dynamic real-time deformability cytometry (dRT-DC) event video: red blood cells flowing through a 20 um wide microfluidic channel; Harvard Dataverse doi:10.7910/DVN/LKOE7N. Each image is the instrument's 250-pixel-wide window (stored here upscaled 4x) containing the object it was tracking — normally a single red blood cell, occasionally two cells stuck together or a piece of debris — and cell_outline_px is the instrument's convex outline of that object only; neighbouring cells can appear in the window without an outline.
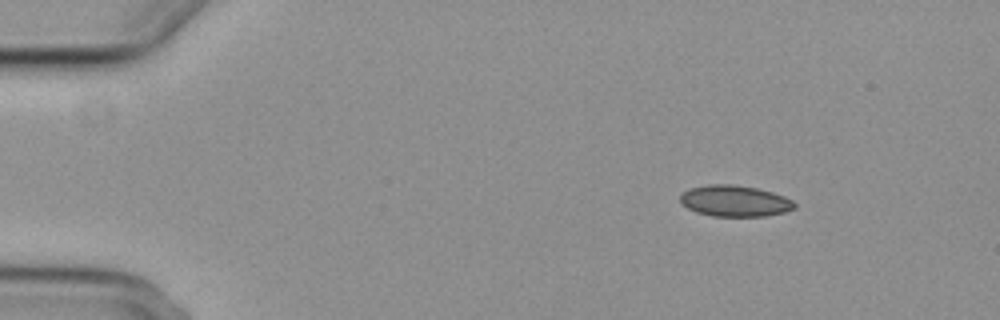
{"species": "common noctule bat (a hibernating species)", "species_latin": "Nyctalus noctula", "temperature_condition": "cold", "stored_images_in_passage": 49, "camera_frame_rate_fps": 3000, "um_per_image_px": 0.085, "animal": {"sex": "female", "body_mass_g": 29.2, "forearm_length_mm": 56.3}, "frame": {"image": 1, "passage_image": 1, "time_ms": 0.0, "image_size_px": [1000, 320], "cell_outline_px": [[796, 208], [784, 212], [764, 216], [712, 216], [696, 212], [680, 204], [680, 196], [688, 188], [708, 184], [732, 184], [756, 188], [772, 192], [784, 196], [792, 200], [796, 204]], "centroid_in_image_um": [62.44, 17.08], "position_along_channel_um": 22.6, "area_um2": 20.87}}
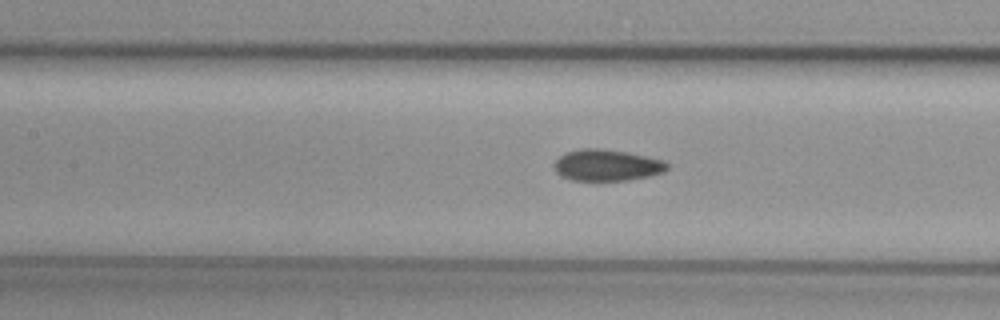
{"frame": {"image": 2, "passage_image": 19, "time_ms": 6.0, "image_size_px": [1000, 320], "cell_outline_px": [[668, 168], [664, 172], [652, 176], [628, 180], [568, 180], [560, 176], [556, 172], [552, 164], [560, 156], [568, 152], [580, 148], [600, 148], [628, 152], [664, 160], [668, 164]], "centroid_in_image_um": [51.58, 14.04], "position_along_channel_um": 155.8, "area_um2": 20.92}}
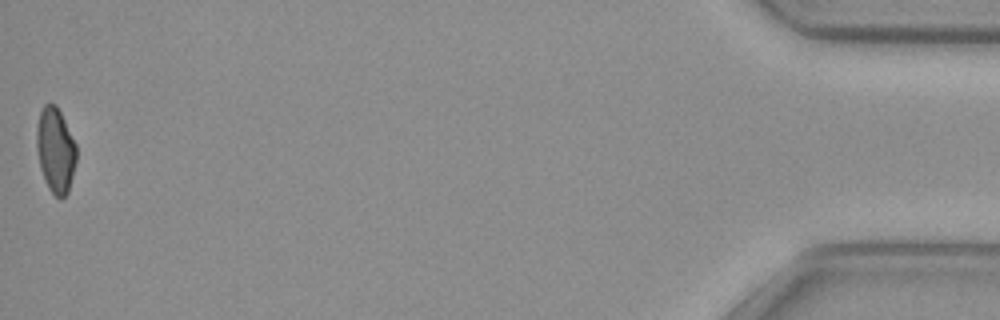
{"frame": {"image": 3, "passage_image": 49, "time_ms": 16.0, "image_size_px": [1000, 320], "cell_outline_px": [[76, 160], [68, 192], [60, 200], [48, 188], [44, 180], [40, 168], [36, 144], [36, 128], [40, 112], [44, 104], [56, 104], [76, 144]], "centroid_in_image_um": [4.7, 12.77], "position_along_channel_um": 430.5, "area_um2": 19.65}, "authors_computed_cell_mechanics": {"area_um2": 20.6924, "velocity_mm_per_s": 3.7219, "shape_relaxation_time_tau1_ms": null, "shape_relaxation_time_tau2_ms": 6.0084, "deformation_change_tau1": null, "deformation_change_tau2": 0.0874}}